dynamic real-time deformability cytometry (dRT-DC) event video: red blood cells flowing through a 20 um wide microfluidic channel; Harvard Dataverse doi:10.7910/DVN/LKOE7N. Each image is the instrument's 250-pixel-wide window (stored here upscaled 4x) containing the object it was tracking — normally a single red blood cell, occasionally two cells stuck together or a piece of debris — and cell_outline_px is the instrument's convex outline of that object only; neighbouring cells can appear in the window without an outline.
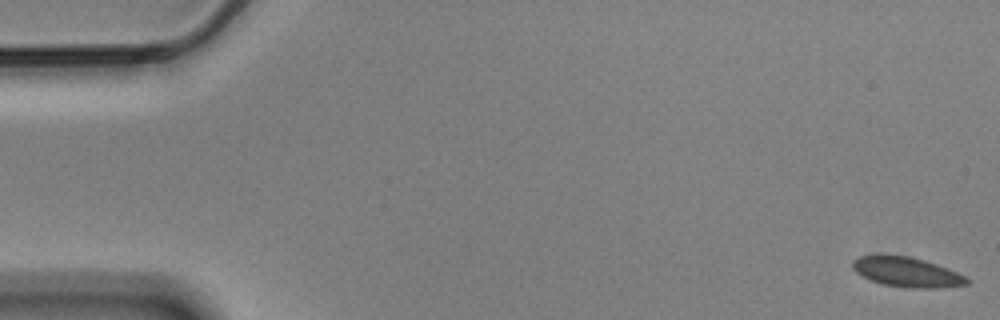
{"species": "Egyptian fruit bat (a non-hibernating species)", "species_latin": "Rousettus aegyptiacus", "temperature_condition": "cold", "stored_images_in_passage": 57, "camera_frame_rate_fps": 3000, "um_per_image_px": 0.085, "animal": {"sex": "male"}, "frame": {"image": 1, "passage_image": 1, "time_ms": 0.0, "image_size_px": [1000, 320], "cell_outline_px": [[968, 284], [932, 288], [908, 288], [884, 284], [872, 280], [856, 272], [852, 268], [852, 260], [860, 256], [880, 252], [908, 256], [924, 260], [936, 264], [956, 272], [964, 276], [968, 280]], "centroid_in_image_um": [76.99, 23.08], "position_along_channel_um": 8.0, "area_um2": 19.94}}
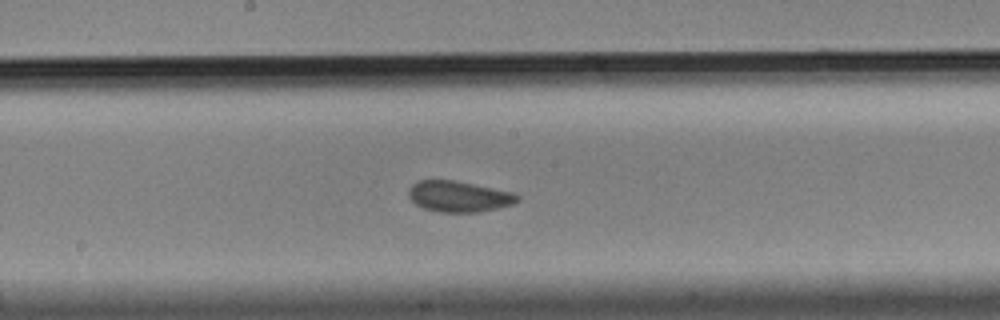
{"frame": {"image": 2, "passage_image": 30, "time_ms": 9.667, "image_size_px": [1000, 320], "cell_outline_px": [[520, 200], [512, 204], [480, 212], [440, 212], [424, 208], [416, 204], [408, 196], [408, 188], [416, 180], [456, 180], [512, 192], [520, 196]], "centroid_in_image_um": [38.98, 16.69], "position_along_channel_um": 209.2, "area_um2": 19.65}}
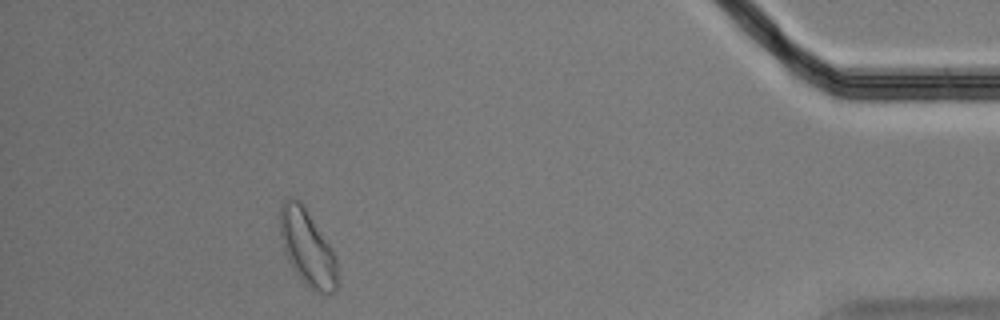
{"frame": {"image": 3, "passage_image": 52, "time_ms": 17.0, "image_size_px": [1000, 320], "cell_outline_px": [[336, 292], [328, 296], [312, 292], [304, 284], [288, 260], [284, 252], [280, 236], [280, 204], [288, 196], [292, 196], [300, 200], [304, 204], [332, 248], [336, 256]], "centroid_in_image_um": [26.12, 21.06], "position_along_channel_um": 409.1, "area_um2": 26.01}, "authors_computed_cell_mechanics": {"area_um2": 19.8254, "velocity_mm_per_s": 3.4759, "shape_relaxation_time_tau1_ms": 6.1451, "shape_relaxation_time_tau2_ms": null, "deformation_change_tau1": 0.0796, "deformation_change_tau2": null}}